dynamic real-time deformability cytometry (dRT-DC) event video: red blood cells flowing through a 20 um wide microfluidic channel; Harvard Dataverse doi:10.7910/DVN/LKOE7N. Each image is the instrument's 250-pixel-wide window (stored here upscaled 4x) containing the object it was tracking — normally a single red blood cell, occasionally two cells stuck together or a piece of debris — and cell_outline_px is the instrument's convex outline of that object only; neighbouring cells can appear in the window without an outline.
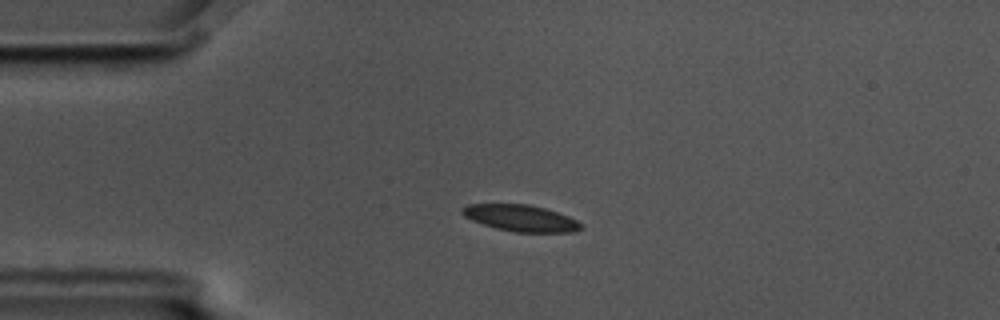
{"species": "common noctule bat (a hibernating species)", "species_latin": "Nyctalus noctula", "temperature_condition": "cold", "stored_images_in_passage": 5, "camera_frame_rate_fps": 3000, "um_per_image_px": 0.085, "animal": {"sex": "male", "body_mass_g": 17.5, "forearm_length_mm": 52.3}, "frame": {"image": 1, "passage_image": 4, "time_ms": 1.0, "image_size_px": [1000, 320], "cell_outline_px": [[580, 228], [576, 232], [516, 232], [496, 228], [472, 220], [464, 216], [460, 212], [460, 208], [468, 204], [528, 204], [544, 208], [568, 216], [576, 220], [580, 224]], "centroid_in_image_um": [44.22, 18.53], "position_along_channel_um": 40.8, "area_um2": 18.15}}